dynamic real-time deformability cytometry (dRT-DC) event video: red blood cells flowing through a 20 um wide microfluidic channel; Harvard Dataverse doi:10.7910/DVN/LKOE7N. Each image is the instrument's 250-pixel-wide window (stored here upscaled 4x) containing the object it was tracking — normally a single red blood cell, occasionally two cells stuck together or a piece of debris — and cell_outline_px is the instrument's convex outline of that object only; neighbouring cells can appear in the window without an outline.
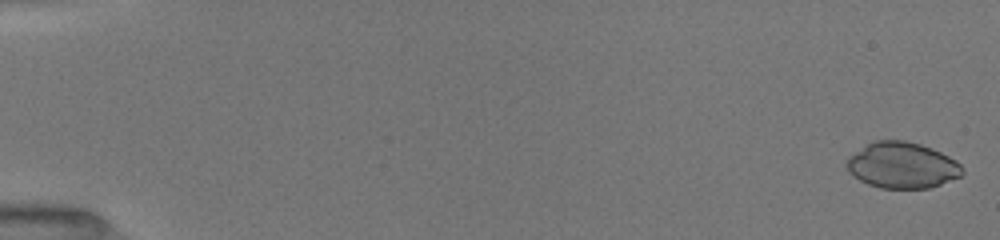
{"species": "common noctule bat (a hibernating species)", "species_latin": "Nyctalus noctula", "temperature_condition": "room temperature", "stored_images_in_passage": 43, "camera_frame_rate_fps": 3000, "um_per_image_px": 0.085, "animal": {"sex": "female", "body_mass_g": 19.5, "forearm_length_mm": 54.1}, "frame": {"image": 1, "passage_image": 1, "time_ms": 0.0, "image_size_px": [1000, 240], "cell_outline_px": [[964, 172], [960, 176], [940, 184], [928, 188], [880, 188], [868, 184], [852, 176], [848, 172], [844, 164], [848, 156], [872, 140], [904, 140], [920, 144], [932, 148], [956, 160], [964, 168]], "centroid_in_image_um": [76.64, 14.04], "position_along_channel_um": 8.4, "area_um2": 31.27}}